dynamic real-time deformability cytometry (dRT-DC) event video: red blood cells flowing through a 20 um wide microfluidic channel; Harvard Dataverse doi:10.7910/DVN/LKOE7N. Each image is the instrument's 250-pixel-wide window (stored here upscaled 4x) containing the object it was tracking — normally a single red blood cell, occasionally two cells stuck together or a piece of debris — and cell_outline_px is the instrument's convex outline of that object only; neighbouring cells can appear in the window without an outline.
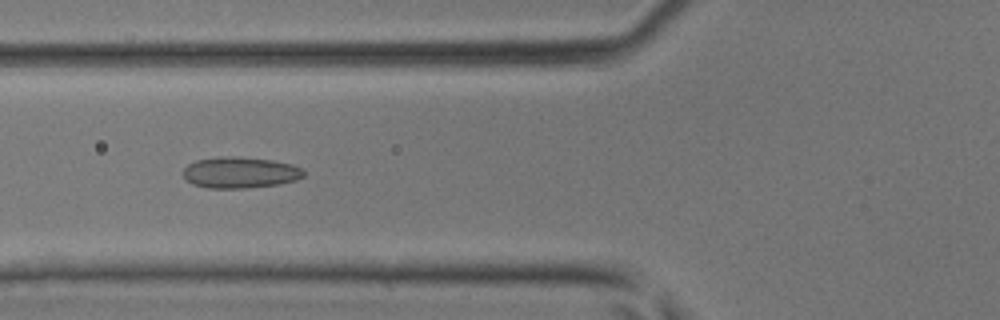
{"species": "common noctule bat (a hibernating species)", "species_latin": "Nyctalus noctula", "temperature_condition": "room temperature", "stored_images_in_passage": 41, "camera_frame_rate_fps": 3000, "um_per_image_px": 0.085, "animal": {"sex": "male", "body_mass_g": 17.9, "forearm_length_mm": 54.2}, "frame": {"image": 1, "passage_image": 14, "time_ms": 4.333, "image_size_px": [1000, 320], "cell_outline_px": [[304, 176], [296, 180], [276, 184], [244, 188], [208, 188], [192, 184], [184, 176], [184, 168], [188, 164], [196, 160], [224, 156], [232, 156], [272, 160], [292, 164], [300, 168], [304, 172]], "centroid_in_image_um": [20.39, 14.66], "position_along_channel_um": 105.4, "area_um2": 21.68}}
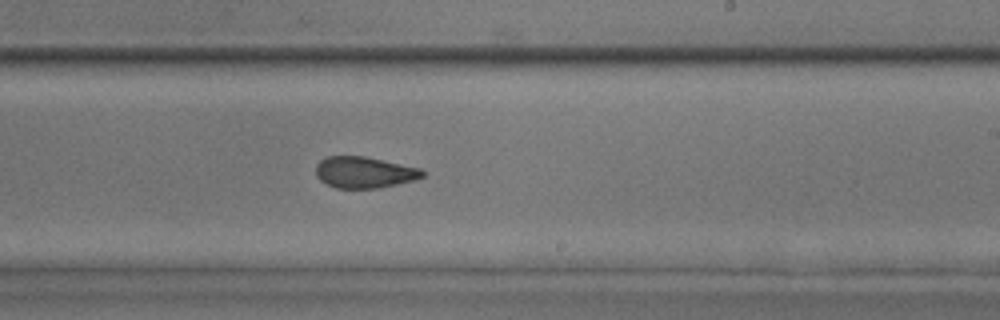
{"frame": {"image": 2, "passage_image": 24, "time_ms": 7.667, "image_size_px": [1000, 320], "cell_outline_px": [[424, 176], [416, 180], [380, 188], [336, 188], [320, 180], [316, 176], [316, 164], [320, 160], [328, 156], [364, 156], [420, 168], [424, 172]], "centroid_in_image_um": [30.96, 14.65], "position_along_channel_um": 258.0, "area_um2": 19.48}}
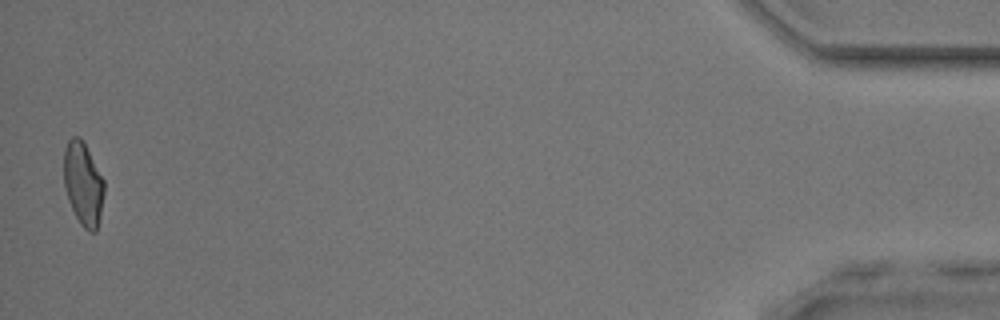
{"frame": {"image": 3, "passage_image": 41, "time_ms": 13.333, "image_size_px": [1000, 320], "cell_outline_px": [[104, 192], [100, 216], [96, 232], [88, 232], [80, 224], [68, 200], [64, 184], [64, 148], [68, 140], [72, 136], [80, 136], [84, 140], [104, 180]], "centroid_in_image_um": [7.07, 15.59], "position_along_channel_um": 428.1, "area_um2": 19.77}}